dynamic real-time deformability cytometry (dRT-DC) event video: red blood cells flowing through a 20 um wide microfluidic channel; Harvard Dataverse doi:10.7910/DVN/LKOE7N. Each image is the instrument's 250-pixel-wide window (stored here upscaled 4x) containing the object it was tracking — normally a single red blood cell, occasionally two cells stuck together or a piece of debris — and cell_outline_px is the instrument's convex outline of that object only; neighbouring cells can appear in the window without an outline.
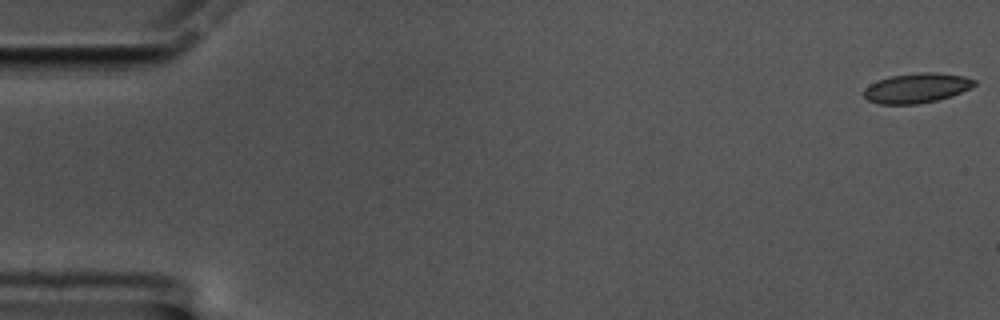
{"species": "common noctule bat (a hibernating species)", "species_latin": "Nyctalus noctula", "temperature_condition": "cold", "stored_images_in_passage": 10, "camera_frame_rate_fps": 3000, "um_per_image_px": 0.085, "animal": {"sex": "male", "body_mass_g": 17.5, "forearm_length_mm": 52.3}, "frame": {"image": 1, "passage_image": 1, "time_ms": 0.0, "image_size_px": [1000, 320], "cell_outline_px": [[976, 84], [972, 88], [952, 96], [936, 100], [916, 104], [880, 104], [868, 100], [864, 96], [864, 88], [868, 84], [892, 76], [916, 72], [936, 72], [964, 76], [976, 80]], "centroid_in_image_um": [77.94, 7.48], "position_along_channel_um": 7.1, "area_um2": 19.25}}